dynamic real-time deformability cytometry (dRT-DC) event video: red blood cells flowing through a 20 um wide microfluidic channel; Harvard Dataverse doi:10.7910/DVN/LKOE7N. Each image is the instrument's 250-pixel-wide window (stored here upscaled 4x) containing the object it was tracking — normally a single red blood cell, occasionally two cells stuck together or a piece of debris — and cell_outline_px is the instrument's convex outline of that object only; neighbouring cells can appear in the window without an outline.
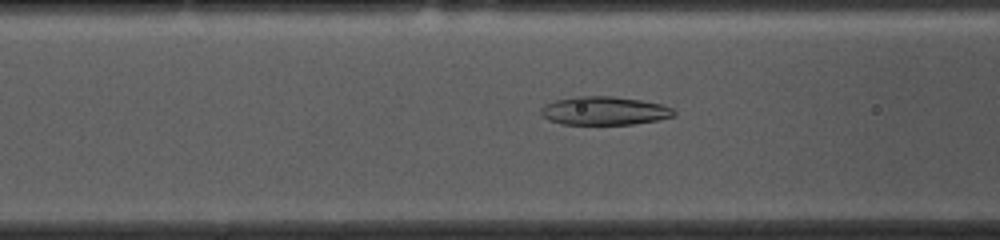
{"species": "common noctule bat (a hibernating species)", "species_latin": "Nyctalus noctula", "temperature_condition": "cold", "stored_images_in_passage": 53, "camera_frame_rate_fps": 3000, "um_per_image_px": 0.085, "animal": {"sex": "female", "body_mass_g": 10.0, "forearm_length_mm": 53.1}, "frame": {"image": 1, "passage_image": 19, "time_ms": 6.0, "image_size_px": [1000, 240], "cell_outline_px": [[676, 116], [656, 120], [632, 124], [560, 124], [548, 120], [540, 112], [540, 108], [544, 104], [556, 100], [576, 96], [612, 96], [640, 100], [660, 104], [672, 108], [676, 112]], "centroid_in_image_um": [51.35, 9.41], "position_along_channel_um": 115.3, "area_um2": 22.02}}
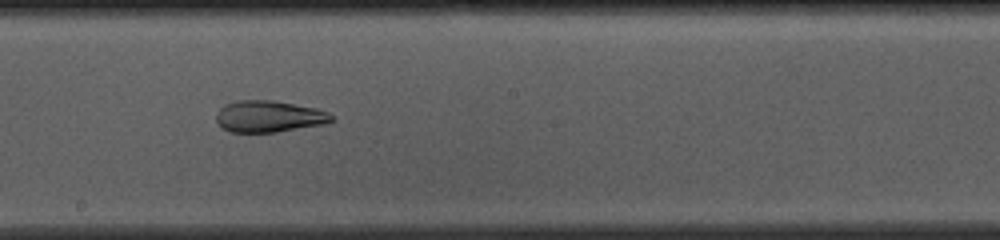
{"frame": {"image": 2, "passage_image": 28, "time_ms": 9.0, "image_size_px": [1000, 240], "cell_outline_px": [[336, 116], [332, 120], [324, 124], [276, 132], [232, 132], [220, 128], [216, 120], [216, 112], [224, 104], [236, 100], [272, 100], [316, 108], [328, 112]], "centroid_in_image_um": [22.83, 9.89], "position_along_channel_um": 225.4, "area_um2": 21.39}}
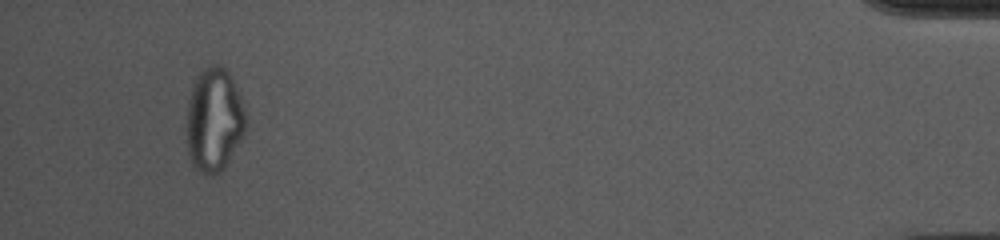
{"frame": {"image": 3, "passage_image": 50, "time_ms": 16.333, "image_size_px": [1000, 240], "cell_outline_px": [[248, 120], [244, 136], [224, 168], [220, 172], [212, 176], [208, 176], [200, 172], [192, 164], [188, 152], [188, 100], [196, 76], [208, 64], [220, 64], [228, 72], [248, 112]], "centroid_in_image_um": [18.24, 10.2], "position_along_channel_um": 417.0, "area_um2": 36.13}, "authors_computed_cell_mechanics": {"area_um2": 25.3742, "velocity_mm_per_s": 3.666, "shape_relaxation_time_tau1_ms": null, "shape_relaxation_time_tau2_ms": 2.4866, "deformation_change_tau1": null, "deformation_change_tau2": 0.0998}}